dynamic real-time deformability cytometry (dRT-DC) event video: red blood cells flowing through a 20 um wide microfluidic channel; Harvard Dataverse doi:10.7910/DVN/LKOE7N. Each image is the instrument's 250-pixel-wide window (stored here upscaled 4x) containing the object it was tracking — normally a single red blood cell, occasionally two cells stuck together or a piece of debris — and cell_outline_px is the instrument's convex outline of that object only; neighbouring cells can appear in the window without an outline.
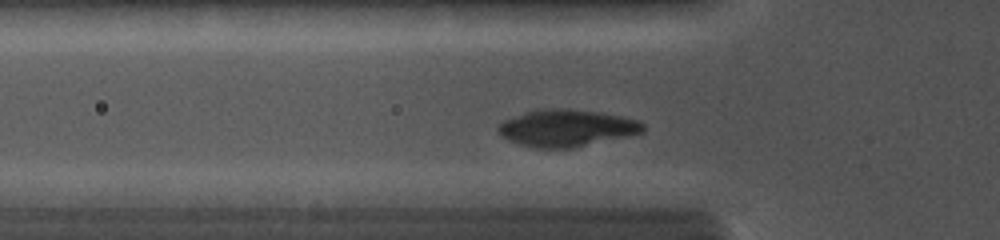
{"species": "common noctule bat (a hibernating species)", "species_latin": "Nyctalus noctula", "temperature_condition": "cold", "stored_images_in_passage": 40, "camera_frame_rate_fps": 5000, "um_per_image_px": 0.085, "animal": {"sex": "female", "body_mass_g": 19.0, "forearm_length_mm": 56.7}, "frame": {"image": 1, "passage_image": 5, "time_ms": 1.4, "image_size_px": [1000, 240], "cell_outline_px": [[644, 132], [572, 148], [536, 148], [520, 144], [508, 140], [496, 128], [504, 120], [524, 112], [536, 108], [568, 108], [600, 112], [640, 120], [644, 124]], "centroid_in_image_um": [48.16, 10.86], "position_along_channel_um": 77.6, "area_um2": 31.21}}
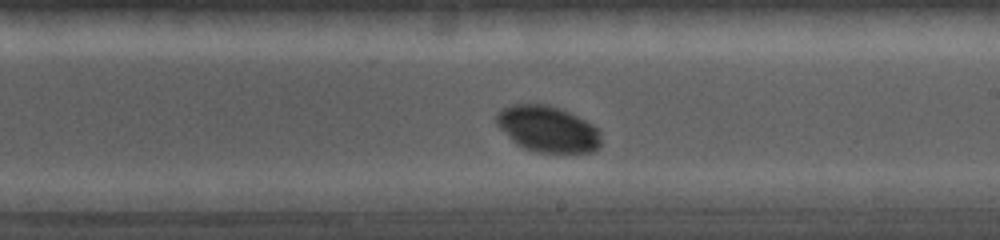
{"frame": {"image": 2, "passage_image": 17, "time_ms": 5.2, "image_size_px": [1000, 240], "cell_outline_px": [[600, 144], [592, 152], [536, 152], [524, 148], [516, 144], [496, 124], [496, 112], [512, 104], [544, 104], [560, 108], [592, 124], [600, 132]], "centroid_in_image_um": [46.52, 10.96], "position_along_channel_um": 242.5, "area_um2": 27.86}}
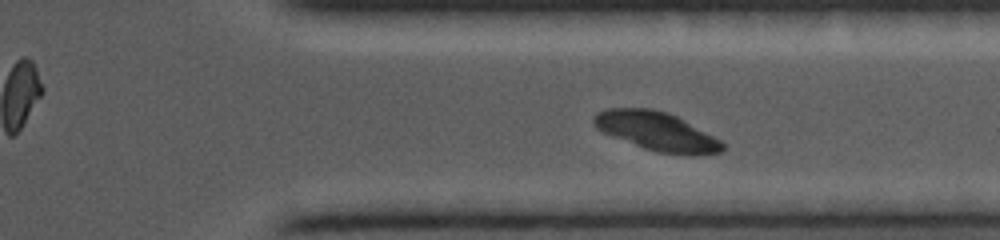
{"frame": {"image": 3, "passage_image": 26, "time_ms": 7.8, "image_size_px": [1000, 240], "cell_outline_px": [[724, 148], [720, 152], [704, 156], [688, 156], [656, 152], [644, 148], [604, 132], [596, 128], [592, 124], [592, 120], [596, 112], [608, 108], [652, 108], [668, 112], [684, 120], [720, 140], [724, 144]], "centroid_in_image_um": [55.83, 11.17], "position_along_channel_um": 355.6, "area_um2": 29.13}}